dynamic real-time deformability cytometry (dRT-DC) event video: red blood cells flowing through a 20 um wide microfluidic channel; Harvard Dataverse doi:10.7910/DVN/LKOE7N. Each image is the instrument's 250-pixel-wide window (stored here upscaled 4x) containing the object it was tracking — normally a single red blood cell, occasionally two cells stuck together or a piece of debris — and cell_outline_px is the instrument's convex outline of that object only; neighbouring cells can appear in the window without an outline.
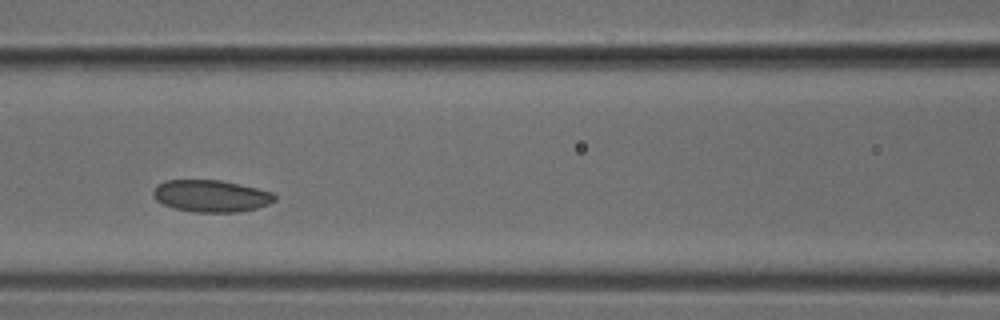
{"species": "common noctule bat (a hibernating species)", "species_latin": "Nyctalus noctula", "temperature_condition": "cold", "stored_images_in_passage": 6, "camera_frame_rate_fps": 3000, "um_per_image_px": 0.085, "animal": {"sex": "male", "body_mass_g": 18.8}, "frame": {"image": 1, "passage_image": 4, "time_ms": 1.0, "image_size_px": [1000, 320], "cell_outline_px": [[276, 200], [268, 204], [256, 208], [240, 212], [192, 212], [172, 208], [156, 200], [152, 196], [152, 192], [156, 184], [164, 180], [220, 180], [240, 184], [272, 192], [276, 196]], "centroid_in_image_um": [17.9, 16.66], "position_along_channel_um": 148.7, "area_um2": 22.83}}
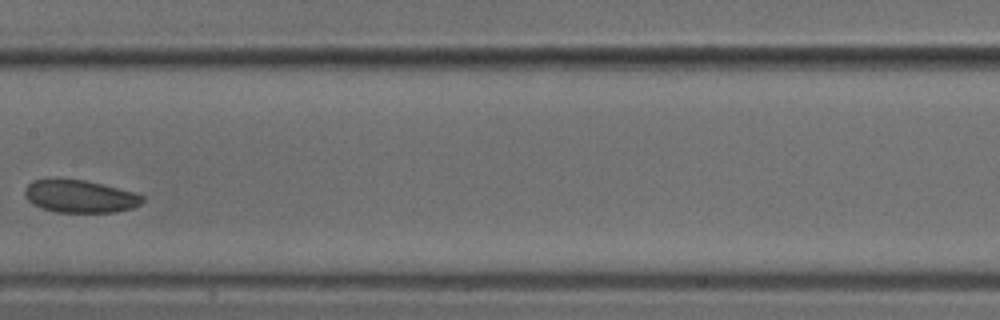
{"frame": {"image": 2, "passage_image": 5, "time_ms": 1.333, "image_size_px": [1000, 320], "cell_outline_px": [[144, 200], [140, 204], [132, 208], [116, 212], [56, 212], [40, 208], [32, 204], [24, 196], [24, 188], [32, 180], [84, 180], [132, 192], [144, 196]], "centroid_in_image_um": [6.76, 16.71], "position_along_channel_um": 200.6, "area_um2": 22.08}}
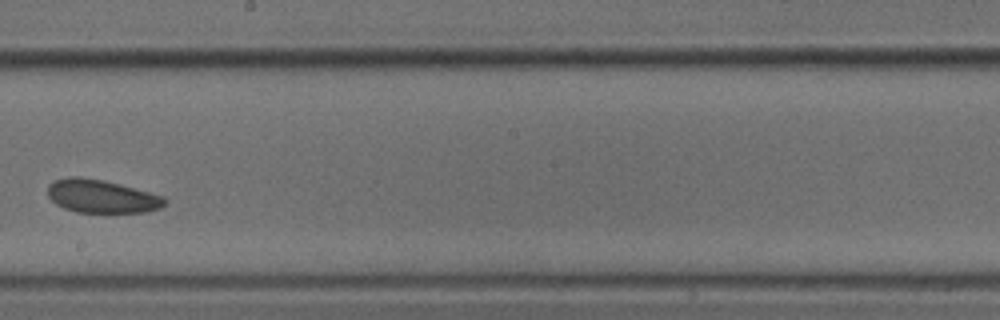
{"frame": {"image": 3, "passage_image": 6, "time_ms": 1.667, "image_size_px": [1000, 320], "cell_outline_px": [[168, 200], [160, 208], [144, 212], [76, 212], [64, 208], [56, 204], [48, 196], [48, 184], [52, 180], [68, 176], [80, 176], [120, 184], [164, 196]], "centroid_in_image_um": [8.61, 16.67], "position_along_channel_um": 239.6, "area_um2": 22.66}}